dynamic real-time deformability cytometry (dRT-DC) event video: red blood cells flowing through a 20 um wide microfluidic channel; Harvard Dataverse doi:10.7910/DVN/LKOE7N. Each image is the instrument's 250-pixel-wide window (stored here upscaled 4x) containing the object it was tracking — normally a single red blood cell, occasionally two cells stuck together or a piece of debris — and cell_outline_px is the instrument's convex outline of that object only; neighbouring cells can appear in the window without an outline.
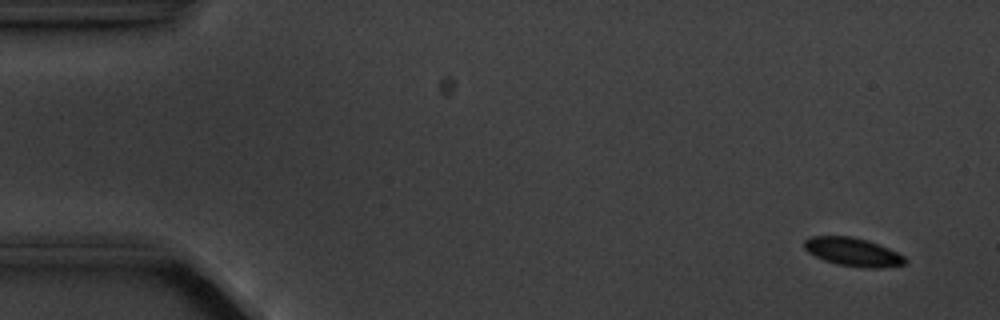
{"species": "common noctule bat (a hibernating species)", "species_latin": "Nyctalus noctula", "temperature_condition": "cold", "stored_images_in_passage": 6, "camera_frame_rate_fps": 3000, "um_per_image_px": 0.085, "animal": {"sex": "male", "body_mass_g": 20.1, "forearm_length_mm": 53.5}, "frame": {"image": 1, "passage_image": 2, "time_ms": 1.0, "image_size_px": [1000, 320], "cell_outline_px": [[908, 260], [904, 264], [880, 268], [864, 268], [836, 264], [824, 260], [808, 252], [804, 248], [804, 240], [812, 236], [852, 236], [868, 240], [888, 248], [904, 256]], "centroid_in_image_um": [72.5, 21.42], "position_along_channel_um": 12.5, "area_um2": 16.7}}